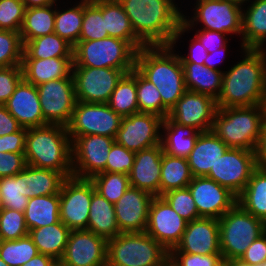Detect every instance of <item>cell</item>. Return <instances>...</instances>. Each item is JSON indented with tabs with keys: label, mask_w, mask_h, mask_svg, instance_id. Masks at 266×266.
<instances>
[{
	"label": "cell",
	"mask_w": 266,
	"mask_h": 266,
	"mask_svg": "<svg viewBox=\"0 0 266 266\" xmlns=\"http://www.w3.org/2000/svg\"><path fill=\"white\" fill-rule=\"evenodd\" d=\"M118 1L130 19L135 35L146 46L171 44L183 18V11L175 0Z\"/></svg>",
	"instance_id": "obj_1"
},
{
	"label": "cell",
	"mask_w": 266,
	"mask_h": 266,
	"mask_svg": "<svg viewBox=\"0 0 266 266\" xmlns=\"http://www.w3.org/2000/svg\"><path fill=\"white\" fill-rule=\"evenodd\" d=\"M242 60L223 71L218 108L266 105L264 54L257 49H240Z\"/></svg>",
	"instance_id": "obj_2"
},
{
	"label": "cell",
	"mask_w": 266,
	"mask_h": 266,
	"mask_svg": "<svg viewBox=\"0 0 266 266\" xmlns=\"http://www.w3.org/2000/svg\"><path fill=\"white\" fill-rule=\"evenodd\" d=\"M175 49L145 46L136 53L135 69L158 89L163 106L170 112L187 91L184 70Z\"/></svg>",
	"instance_id": "obj_3"
},
{
	"label": "cell",
	"mask_w": 266,
	"mask_h": 266,
	"mask_svg": "<svg viewBox=\"0 0 266 266\" xmlns=\"http://www.w3.org/2000/svg\"><path fill=\"white\" fill-rule=\"evenodd\" d=\"M24 155L29 166L72 176V141L67 127L47 124L27 128Z\"/></svg>",
	"instance_id": "obj_4"
},
{
	"label": "cell",
	"mask_w": 266,
	"mask_h": 266,
	"mask_svg": "<svg viewBox=\"0 0 266 266\" xmlns=\"http://www.w3.org/2000/svg\"><path fill=\"white\" fill-rule=\"evenodd\" d=\"M265 117L266 105L218 108L211 130L229 148L255 151Z\"/></svg>",
	"instance_id": "obj_5"
},
{
	"label": "cell",
	"mask_w": 266,
	"mask_h": 266,
	"mask_svg": "<svg viewBox=\"0 0 266 266\" xmlns=\"http://www.w3.org/2000/svg\"><path fill=\"white\" fill-rule=\"evenodd\" d=\"M169 252L144 232L120 233L107 241L106 266H167Z\"/></svg>",
	"instance_id": "obj_6"
},
{
	"label": "cell",
	"mask_w": 266,
	"mask_h": 266,
	"mask_svg": "<svg viewBox=\"0 0 266 266\" xmlns=\"http://www.w3.org/2000/svg\"><path fill=\"white\" fill-rule=\"evenodd\" d=\"M240 7L227 0H196L193 8V17L183 14L182 24L175 33L170 44L172 48L177 45L179 38L187 31H192L198 23H203L202 28L224 34L242 35V10ZM192 29V30H191Z\"/></svg>",
	"instance_id": "obj_7"
},
{
	"label": "cell",
	"mask_w": 266,
	"mask_h": 266,
	"mask_svg": "<svg viewBox=\"0 0 266 266\" xmlns=\"http://www.w3.org/2000/svg\"><path fill=\"white\" fill-rule=\"evenodd\" d=\"M136 53L127 41L108 36L79 41L73 48V62L77 67L115 68L126 74L135 68Z\"/></svg>",
	"instance_id": "obj_8"
},
{
	"label": "cell",
	"mask_w": 266,
	"mask_h": 266,
	"mask_svg": "<svg viewBox=\"0 0 266 266\" xmlns=\"http://www.w3.org/2000/svg\"><path fill=\"white\" fill-rule=\"evenodd\" d=\"M224 260L241 258L251 243L266 232V223L238 203L218 219Z\"/></svg>",
	"instance_id": "obj_9"
},
{
	"label": "cell",
	"mask_w": 266,
	"mask_h": 266,
	"mask_svg": "<svg viewBox=\"0 0 266 266\" xmlns=\"http://www.w3.org/2000/svg\"><path fill=\"white\" fill-rule=\"evenodd\" d=\"M122 118L107 103L77 101L67 131L71 141L77 136L94 134L115 138Z\"/></svg>",
	"instance_id": "obj_10"
},
{
	"label": "cell",
	"mask_w": 266,
	"mask_h": 266,
	"mask_svg": "<svg viewBox=\"0 0 266 266\" xmlns=\"http://www.w3.org/2000/svg\"><path fill=\"white\" fill-rule=\"evenodd\" d=\"M257 167L255 151L229 148L205 177L228 188L238 197Z\"/></svg>",
	"instance_id": "obj_11"
},
{
	"label": "cell",
	"mask_w": 266,
	"mask_h": 266,
	"mask_svg": "<svg viewBox=\"0 0 266 266\" xmlns=\"http://www.w3.org/2000/svg\"><path fill=\"white\" fill-rule=\"evenodd\" d=\"M95 186L90 179L66 178L60 189V221L70 230L86 229Z\"/></svg>",
	"instance_id": "obj_12"
},
{
	"label": "cell",
	"mask_w": 266,
	"mask_h": 266,
	"mask_svg": "<svg viewBox=\"0 0 266 266\" xmlns=\"http://www.w3.org/2000/svg\"><path fill=\"white\" fill-rule=\"evenodd\" d=\"M36 87L45 123L67 127L77 102L74 79L51 80Z\"/></svg>",
	"instance_id": "obj_13"
},
{
	"label": "cell",
	"mask_w": 266,
	"mask_h": 266,
	"mask_svg": "<svg viewBox=\"0 0 266 266\" xmlns=\"http://www.w3.org/2000/svg\"><path fill=\"white\" fill-rule=\"evenodd\" d=\"M125 73L115 68L77 67L73 63L75 96L79 102L108 103Z\"/></svg>",
	"instance_id": "obj_14"
},
{
	"label": "cell",
	"mask_w": 266,
	"mask_h": 266,
	"mask_svg": "<svg viewBox=\"0 0 266 266\" xmlns=\"http://www.w3.org/2000/svg\"><path fill=\"white\" fill-rule=\"evenodd\" d=\"M115 138L102 135L77 136L72 141V176L91 179L105 172L109 151Z\"/></svg>",
	"instance_id": "obj_15"
},
{
	"label": "cell",
	"mask_w": 266,
	"mask_h": 266,
	"mask_svg": "<svg viewBox=\"0 0 266 266\" xmlns=\"http://www.w3.org/2000/svg\"><path fill=\"white\" fill-rule=\"evenodd\" d=\"M187 223L162 196H154L145 232L170 252L180 243Z\"/></svg>",
	"instance_id": "obj_16"
},
{
	"label": "cell",
	"mask_w": 266,
	"mask_h": 266,
	"mask_svg": "<svg viewBox=\"0 0 266 266\" xmlns=\"http://www.w3.org/2000/svg\"><path fill=\"white\" fill-rule=\"evenodd\" d=\"M163 118L152 113L123 117L115 141L133 152L161 144Z\"/></svg>",
	"instance_id": "obj_17"
},
{
	"label": "cell",
	"mask_w": 266,
	"mask_h": 266,
	"mask_svg": "<svg viewBox=\"0 0 266 266\" xmlns=\"http://www.w3.org/2000/svg\"><path fill=\"white\" fill-rule=\"evenodd\" d=\"M217 110L214 98L187 90L170 110L168 117L179 125L207 132L212 129Z\"/></svg>",
	"instance_id": "obj_18"
},
{
	"label": "cell",
	"mask_w": 266,
	"mask_h": 266,
	"mask_svg": "<svg viewBox=\"0 0 266 266\" xmlns=\"http://www.w3.org/2000/svg\"><path fill=\"white\" fill-rule=\"evenodd\" d=\"M187 188L200 217L219 219L237 204L234 193L205 176L193 177Z\"/></svg>",
	"instance_id": "obj_19"
},
{
	"label": "cell",
	"mask_w": 266,
	"mask_h": 266,
	"mask_svg": "<svg viewBox=\"0 0 266 266\" xmlns=\"http://www.w3.org/2000/svg\"><path fill=\"white\" fill-rule=\"evenodd\" d=\"M61 259L70 266H106L107 240L86 229L71 230Z\"/></svg>",
	"instance_id": "obj_20"
},
{
	"label": "cell",
	"mask_w": 266,
	"mask_h": 266,
	"mask_svg": "<svg viewBox=\"0 0 266 266\" xmlns=\"http://www.w3.org/2000/svg\"><path fill=\"white\" fill-rule=\"evenodd\" d=\"M149 192L130 186L114 204L116 221L121 233L144 232L148 224Z\"/></svg>",
	"instance_id": "obj_21"
},
{
	"label": "cell",
	"mask_w": 266,
	"mask_h": 266,
	"mask_svg": "<svg viewBox=\"0 0 266 266\" xmlns=\"http://www.w3.org/2000/svg\"><path fill=\"white\" fill-rule=\"evenodd\" d=\"M171 251L190 254H221L218 219L200 217L187 223L180 243Z\"/></svg>",
	"instance_id": "obj_22"
},
{
	"label": "cell",
	"mask_w": 266,
	"mask_h": 266,
	"mask_svg": "<svg viewBox=\"0 0 266 266\" xmlns=\"http://www.w3.org/2000/svg\"><path fill=\"white\" fill-rule=\"evenodd\" d=\"M8 112L24 128L47 125L44 121L37 87L22 79L4 104Z\"/></svg>",
	"instance_id": "obj_23"
},
{
	"label": "cell",
	"mask_w": 266,
	"mask_h": 266,
	"mask_svg": "<svg viewBox=\"0 0 266 266\" xmlns=\"http://www.w3.org/2000/svg\"><path fill=\"white\" fill-rule=\"evenodd\" d=\"M162 145L135 152L134 164L129 173L130 185L160 196Z\"/></svg>",
	"instance_id": "obj_24"
},
{
	"label": "cell",
	"mask_w": 266,
	"mask_h": 266,
	"mask_svg": "<svg viewBox=\"0 0 266 266\" xmlns=\"http://www.w3.org/2000/svg\"><path fill=\"white\" fill-rule=\"evenodd\" d=\"M228 149L212 130L201 132L187 157L193 177L206 176Z\"/></svg>",
	"instance_id": "obj_25"
},
{
	"label": "cell",
	"mask_w": 266,
	"mask_h": 266,
	"mask_svg": "<svg viewBox=\"0 0 266 266\" xmlns=\"http://www.w3.org/2000/svg\"><path fill=\"white\" fill-rule=\"evenodd\" d=\"M73 57L22 59L23 79L35 86L51 80L73 78Z\"/></svg>",
	"instance_id": "obj_26"
},
{
	"label": "cell",
	"mask_w": 266,
	"mask_h": 266,
	"mask_svg": "<svg viewBox=\"0 0 266 266\" xmlns=\"http://www.w3.org/2000/svg\"><path fill=\"white\" fill-rule=\"evenodd\" d=\"M65 179L61 172L27 165L20 171L21 194L27 198L59 194Z\"/></svg>",
	"instance_id": "obj_27"
},
{
	"label": "cell",
	"mask_w": 266,
	"mask_h": 266,
	"mask_svg": "<svg viewBox=\"0 0 266 266\" xmlns=\"http://www.w3.org/2000/svg\"><path fill=\"white\" fill-rule=\"evenodd\" d=\"M242 10V49H257L266 40V0H253Z\"/></svg>",
	"instance_id": "obj_28"
},
{
	"label": "cell",
	"mask_w": 266,
	"mask_h": 266,
	"mask_svg": "<svg viewBox=\"0 0 266 266\" xmlns=\"http://www.w3.org/2000/svg\"><path fill=\"white\" fill-rule=\"evenodd\" d=\"M161 145L164 153L187 158L194 148L201 132L190 126H182L169 117L163 119L161 126Z\"/></svg>",
	"instance_id": "obj_29"
},
{
	"label": "cell",
	"mask_w": 266,
	"mask_h": 266,
	"mask_svg": "<svg viewBox=\"0 0 266 266\" xmlns=\"http://www.w3.org/2000/svg\"><path fill=\"white\" fill-rule=\"evenodd\" d=\"M102 17L109 37L127 41L136 51L146 45L135 35L130 19L118 0H102Z\"/></svg>",
	"instance_id": "obj_30"
},
{
	"label": "cell",
	"mask_w": 266,
	"mask_h": 266,
	"mask_svg": "<svg viewBox=\"0 0 266 266\" xmlns=\"http://www.w3.org/2000/svg\"><path fill=\"white\" fill-rule=\"evenodd\" d=\"M87 230L107 241L121 233L116 221L114 204L97 191L92 194Z\"/></svg>",
	"instance_id": "obj_31"
},
{
	"label": "cell",
	"mask_w": 266,
	"mask_h": 266,
	"mask_svg": "<svg viewBox=\"0 0 266 266\" xmlns=\"http://www.w3.org/2000/svg\"><path fill=\"white\" fill-rule=\"evenodd\" d=\"M182 66L188 91L208 95L217 100L222 88L223 71L198 63H182Z\"/></svg>",
	"instance_id": "obj_32"
},
{
	"label": "cell",
	"mask_w": 266,
	"mask_h": 266,
	"mask_svg": "<svg viewBox=\"0 0 266 266\" xmlns=\"http://www.w3.org/2000/svg\"><path fill=\"white\" fill-rule=\"evenodd\" d=\"M70 231L64 223L59 221L49 226L31 229L28 235L39 253L51 256L53 259H61L66 249Z\"/></svg>",
	"instance_id": "obj_33"
},
{
	"label": "cell",
	"mask_w": 266,
	"mask_h": 266,
	"mask_svg": "<svg viewBox=\"0 0 266 266\" xmlns=\"http://www.w3.org/2000/svg\"><path fill=\"white\" fill-rule=\"evenodd\" d=\"M24 216L29 230L58 223L60 221V195L29 198Z\"/></svg>",
	"instance_id": "obj_34"
},
{
	"label": "cell",
	"mask_w": 266,
	"mask_h": 266,
	"mask_svg": "<svg viewBox=\"0 0 266 266\" xmlns=\"http://www.w3.org/2000/svg\"><path fill=\"white\" fill-rule=\"evenodd\" d=\"M237 203L248 213L266 223V168L257 167Z\"/></svg>",
	"instance_id": "obj_35"
},
{
	"label": "cell",
	"mask_w": 266,
	"mask_h": 266,
	"mask_svg": "<svg viewBox=\"0 0 266 266\" xmlns=\"http://www.w3.org/2000/svg\"><path fill=\"white\" fill-rule=\"evenodd\" d=\"M193 175L187 158L164 153L161 161L160 196L176 189L187 188Z\"/></svg>",
	"instance_id": "obj_36"
},
{
	"label": "cell",
	"mask_w": 266,
	"mask_h": 266,
	"mask_svg": "<svg viewBox=\"0 0 266 266\" xmlns=\"http://www.w3.org/2000/svg\"><path fill=\"white\" fill-rule=\"evenodd\" d=\"M54 4L25 9L24 20L19 32L23 45L32 39L54 33L56 13Z\"/></svg>",
	"instance_id": "obj_37"
},
{
	"label": "cell",
	"mask_w": 266,
	"mask_h": 266,
	"mask_svg": "<svg viewBox=\"0 0 266 266\" xmlns=\"http://www.w3.org/2000/svg\"><path fill=\"white\" fill-rule=\"evenodd\" d=\"M73 46L55 32L24 44L22 59L73 57Z\"/></svg>",
	"instance_id": "obj_38"
},
{
	"label": "cell",
	"mask_w": 266,
	"mask_h": 266,
	"mask_svg": "<svg viewBox=\"0 0 266 266\" xmlns=\"http://www.w3.org/2000/svg\"><path fill=\"white\" fill-rule=\"evenodd\" d=\"M107 104L122 117L139 113L135 68L131 72L124 74L118 81Z\"/></svg>",
	"instance_id": "obj_39"
},
{
	"label": "cell",
	"mask_w": 266,
	"mask_h": 266,
	"mask_svg": "<svg viewBox=\"0 0 266 266\" xmlns=\"http://www.w3.org/2000/svg\"><path fill=\"white\" fill-rule=\"evenodd\" d=\"M55 6L54 32L74 47L79 42L82 29L83 0L68 9H58L57 2Z\"/></svg>",
	"instance_id": "obj_40"
},
{
	"label": "cell",
	"mask_w": 266,
	"mask_h": 266,
	"mask_svg": "<svg viewBox=\"0 0 266 266\" xmlns=\"http://www.w3.org/2000/svg\"><path fill=\"white\" fill-rule=\"evenodd\" d=\"M105 18L102 17V0H83V23L79 41L108 37Z\"/></svg>",
	"instance_id": "obj_41"
},
{
	"label": "cell",
	"mask_w": 266,
	"mask_h": 266,
	"mask_svg": "<svg viewBox=\"0 0 266 266\" xmlns=\"http://www.w3.org/2000/svg\"><path fill=\"white\" fill-rule=\"evenodd\" d=\"M136 92L140 113H152L165 119L169 111L163 106L161 95L156 86L136 70Z\"/></svg>",
	"instance_id": "obj_42"
},
{
	"label": "cell",
	"mask_w": 266,
	"mask_h": 266,
	"mask_svg": "<svg viewBox=\"0 0 266 266\" xmlns=\"http://www.w3.org/2000/svg\"><path fill=\"white\" fill-rule=\"evenodd\" d=\"M38 254L29 235L17 240L0 241V258L9 266H22Z\"/></svg>",
	"instance_id": "obj_43"
},
{
	"label": "cell",
	"mask_w": 266,
	"mask_h": 266,
	"mask_svg": "<svg viewBox=\"0 0 266 266\" xmlns=\"http://www.w3.org/2000/svg\"><path fill=\"white\" fill-rule=\"evenodd\" d=\"M90 180L95 190L112 204H115L131 186L129 175L117 172H101Z\"/></svg>",
	"instance_id": "obj_44"
},
{
	"label": "cell",
	"mask_w": 266,
	"mask_h": 266,
	"mask_svg": "<svg viewBox=\"0 0 266 266\" xmlns=\"http://www.w3.org/2000/svg\"><path fill=\"white\" fill-rule=\"evenodd\" d=\"M23 48L19 32L0 29V68L21 66Z\"/></svg>",
	"instance_id": "obj_45"
},
{
	"label": "cell",
	"mask_w": 266,
	"mask_h": 266,
	"mask_svg": "<svg viewBox=\"0 0 266 266\" xmlns=\"http://www.w3.org/2000/svg\"><path fill=\"white\" fill-rule=\"evenodd\" d=\"M28 233L24 212L8 208L0 210V241L17 240Z\"/></svg>",
	"instance_id": "obj_46"
},
{
	"label": "cell",
	"mask_w": 266,
	"mask_h": 266,
	"mask_svg": "<svg viewBox=\"0 0 266 266\" xmlns=\"http://www.w3.org/2000/svg\"><path fill=\"white\" fill-rule=\"evenodd\" d=\"M0 195L3 208L24 212L29 198L21 194L20 172L14 176L0 178Z\"/></svg>",
	"instance_id": "obj_47"
},
{
	"label": "cell",
	"mask_w": 266,
	"mask_h": 266,
	"mask_svg": "<svg viewBox=\"0 0 266 266\" xmlns=\"http://www.w3.org/2000/svg\"><path fill=\"white\" fill-rule=\"evenodd\" d=\"M162 197L187 222L200 218L196 203L188 188L171 190Z\"/></svg>",
	"instance_id": "obj_48"
},
{
	"label": "cell",
	"mask_w": 266,
	"mask_h": 266,
	"mask_svg": "<svg viewBox=\"0 0 266 266\" xmlns=\"http://www.w3.org/2000/svg\"><path fill=\"white\" fill-rule=\"evenodd\" d=\"M25 9L22 0H0V29L20 32Z\"/></svg>",
	"instance_id": "obj_49"
},
{
	"label": "cell",
	"mask_w": 266,
	"mask_h": 266,
	"mask_svg": "<svg viewBox=\"0 0 266 266\" xmlns=\"http://www.w3.org/2000/svg\"><path fill=\"white\" fill-rule=\"evenodd\" d=\"M135 152L126 149L124 146L113 143L105 166V172H117L129 175L134 164Z\"/></svg>",
	"instance_id": "obj_50"
},
{
	"label": "cell",
	"mask_w": 266,
	"mask_h": 266,
	"mask_svg": "<svg viewBox=\"0 0 266 266\" xmlns=\"http://www.w3.org/2000/svg\"><path fill=\"white\" fill-rule=\"evenodd\" d=\"M222 254H190L181 251H170L169 262L173 266H223Z\"/></svg>",
	"instance_id": "obj_51"
},
{
	"label": "cell",
	"mask_w": 266,
	"mask_h": 266,
	"mask_svg": "<svg viewBox=\"0 0 266 266\" xmlns=\"http://www.w3.org/2000/svg\"><path fill=\"white\" fill-rule=\"evenodd\" d=\"M23 79L21 66L0 68V105H4Z\"/></svg>",
	"instance_id": "obj_52"
},
{
	"label": "cell",
	"mask_w": 266,
	"mask_h": 266,
	"mask_svg": "<svg viewBox=\"0 0 266 266\" xmlns=\"http://www.w3.org/2000/svg\"><path fill=\"white\" fill-rule=\"evenodd\" d=\"M27 166L24 153L0 152V178L14 176Z\"/></svg>",
	"instance_id": "obj_53"
},
{
	"label": "cell",
	"mask_w": 266,
	"mask_h": 266,
	"mask_svg": "<svg viewBox=\"0 0 266 266\" xmlns=\"http://www.w3.org/2000/svg\"><path fill=\"white\" fill-rule=\"evenodd\" d=\"M196 30L197 31L195 33V36L199 39V41L205 47L208 53H212L213 51H216L217 49L228 45L227 40L229 39H227V34L206 29Z\"/></svg>",
	"instance_id": "obj_54"
},
{
	"label": "cell",
	"mask_w": 266,
	"mask_h": 266,
	"mask_svg": "<svg viewBox=\"0 0 266 266\" xmlns=\"http://www.w3.org/2000/svg\"><path fill=\"white\" fill-rule=\"evenodd\" d=\"M26 133L27 128L22 127L15 133L0 136V152L24 153Z\"/></svg>",
	"instance_id": "obj_55"
},
{
	"label": "cell",
	"mask_w": 266,
	"mask_h": 266,
	"mask_svg": "<svg viewBox=\"0 0 266 266\" xmlns=\"http://www.w3.org/2000/svg\"><path fill=\"white\" fill-rule=\"evenodd\" d=\"M241 259L253 266L266 261V232L251 243Z\"/></svg>",
	"instance_id": "obj_56"
},
{
	"label": "cell",
	"mask_w": 266,
	"mask_h": 266,
	"mask_svg": "<svg viewBox=\"0 0 266 266\" xmlns=\"http://www.w3.org/2000/svg\"><path fill=\"white\" fill-rule=\"evenodd\" d=\"M189 43V53L185 56L179 55L181 63H198L204 64L205 59L207 58L208 52L205 47L201 44L199 39L194 35Z\"/></svg>",
	"instance_id": "obj_57"
},
{
	"label": "cell",
	"mask_w": 266,
	"mask_h": 266,
	"mask_svg": "<svg viewBox=\"0 0 266 266\" xmlns=\"http://www.w3.org/2000/svg\"><path fill=\"white\" fill-rule=\"evenodd\" d=\"M21 128L22 126L8 112L5 105H0V136L15 133Z\"/></svg>",
	"instance_id": "obj_58"
},
{
	"label": "cell",
	"mask_w": 266,
	"mask_h": 266,
	"mask_svg": "<svg viewBox=\"0 0 266 266\" xmlns=\"http://www.w3.org/2000/svg\"><path fill=\"white\" fill-rule=\"evenodd\" d=\"M255 157L258 167L266 168V117L262 125V131L255 148Z\"/></svg>",
	"instance_id": "obj_59"
},
{
	"label": "cell",
	"mask_w": 266,
	"mask_h": 266,
	"mask_svg": "<svg viewBox=\"0 0 266 266\" xmlns=\"http://www.w3.org/2000/svg\"><path fill=\"white\" fill-rule=\"evenodd\" d=\"M227 48H228V46L226 45V46H224V47H222L220 49H217L216 51H213L212 53H208L207 58L204 61V64L210 69H215V70H218V71H222L216 66V64L220 63L221 60L223 61V59H222L223 57L222 56L225 53L227 54V52H228ZM220 57H222V58L220 59Z\"/></svg>",
	"instance_id": "obj_60"
},
{
	"label": "cell",
	"mask_w": 266,
	"mask_h": 266,
	"mask_svg": "<svg viewBox=\"0 0 266 266\" xmlns=\"http://www.w3.org/2000/svg\"><path fill=\"white\" fill-rule=\"evenodd\" d=\"M53 260L51 256L39 253L22 266H50Z\"/></svg>",
	"instance_id": "obj_61"
},
{
	"label": "cell",
	"mask_w": 266,
	"mask_h": 266,
	"mask_svg": "<svg viewBox=\"0 0 266 266\" xmlns=\"http://www.w3.org/2000/svg\"><path fill=\"white\" fill-rule=\"evenodd\" d=\"M57 1L58 0H22L25 5V8L43 7L56 3Z\"/></svg>",
	"instance_id": "obj_62"
},
{
	"label": "cell",
	"mask_w": 266,
	"mask_h": 266,
	"mask_svg": "<svg viewBox=\"0 0 266 266\" xmlns=\"http://www.w3.org/2000/svg\"><path fill=\"white\" fill-rule=\"evenodd\" d=\"M223 266H253L243 261L241 258L223 260Z\"/></svg>",
	"instance_id": "obj_63"
},
{
	"label": "cell",
	"mask_w": 266,
	"mask_h": 266,
	"mask_svg": "<svg viewBox=\"0 0 266 266\" xmlns=\"http://www.w3.org/2000/svg\"><path fill=\"white\" fill-rule=\"evenodd\" d=\"M50 266H70L62 259H54Z\"/></svg>",
	"instance_id": "obj_64"
},
{
	"label": "cell",
	"mask_w": 266,
	"mask_h": 266,
	"mask_svg": "<svg viewBox=\"0 0 266 266\" xmlns=\"http://www.w3.org/2000/svg\"><path fill=\"white\" fill-rule=\"evenodd\" d=\"M227 1H230L240 7H243L242 5L247 2L249 3L250 0H227Z\"/></svg>",
	"instance_id": "obj_65"
},
{
	"label": "cell",
	"mask_w": 266,
	"mask_h": 266,
	"mask_svg": "<svg viewBox=\"0 0 266 266\" xmlns=\"http://www.w3.org/2000/svg\"><path fill=\"white\" fill-rule=\"evenodd\" d=\"M264 90L266 93V54H264Z\"/></svg>",
	"instance_id": "obj_66"
},
{
	"label": "cell",
	"mask_w": 266,
	"mask_h": 266,
	"mask_svg": "<svg viewBox=\"0 0 266 266\" xmlns=\"http://www.w3.org/2000/svg\"><path fill=\"white\" fill-rule=\"evenodd\" d=\"M266 40L257 48V50L259 52H261L262 54H266V48L264 47L266 44Z\"/></svg>",
	"instance_id": "obj_67"
},
{
	"label": "cell",
	"mask_w": 266,
	"mask_h": 266,
	"mask_svg": "<svg viewBox=\"0 0 266 266\" xmlns=\"http://www.w3.org/2000/svg\"><path fill=\"white\" fill-rule=\"evenodd\" d=\"M0 266H9L0 258Z\"/></svg>",
	"instance_id": "obj_68"
},
{
	"label": "cell",
	"mask_w": 266,
	"mask_h": 266,
	"mask_svg": "<svg viewBox=\"0 0 266 266\" xmlns=\"http://www.w3.org/2000/svg\"><path fill=\"white\" fill-rule=\"evenodd\" d=\"M3 208V204H2V198H1V195H0V210Z\"/></svg>",
	"instance_id": "obj_69"
},
{
	"label": "cell",
	"mask_w": 266,
	"mask_h": 266,
	"mask_svg": "<svg viewBox=\"0 0 266 266\" xmlns=\"http://www.w3.org/2000/svg\"><path fill=\"white\" fill-rule=\"evenodd\" d=\"M255 266H266V261L264 263H261L259 265H255Z\"/></svg>",
	"instance_id": "obj_70"
},
{
	"label": "cell",
	"mask_w": 266,
	"mask_h": 266,
	"mask_svg": "<svg viewBox=\"0 0 266 266\" xmlns=\"http://www.w3.org/2000/svg\"><path fill=\"white\" fill-rule=\"evenodd\" d=\"M167 266H173L170 262H168Z\"/></svg>",
	"instance_id": "obj_71"
}]
</instances>
